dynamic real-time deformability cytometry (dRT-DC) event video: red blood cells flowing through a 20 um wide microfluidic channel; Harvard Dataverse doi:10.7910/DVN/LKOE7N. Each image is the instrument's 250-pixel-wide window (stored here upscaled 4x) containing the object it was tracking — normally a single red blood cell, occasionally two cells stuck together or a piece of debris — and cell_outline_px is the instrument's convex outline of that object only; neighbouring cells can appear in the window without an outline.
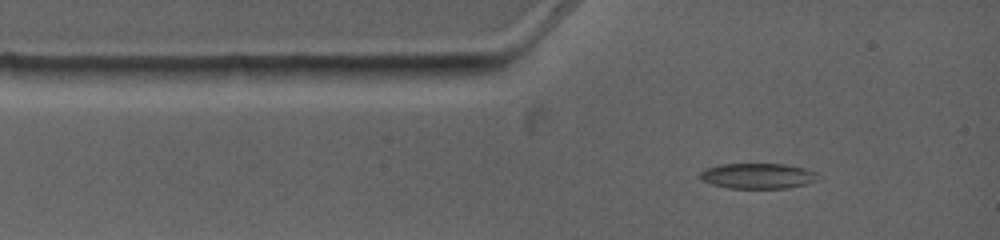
{"species": "common noctule bat (a hibernating species)", "species_latin": "Nyctalus noctula", "temperature_condition": "warm", "stored_images_in_passage": 7, "camera_frame_rate_fps": 4500, "um_per_image_px": 0.085, "animal": {"sex": "female", "body_mass_g": 19.0, "forearm_length_mm": 53.3}, "frame": {"image": 1, "passage_image": 1, "time_ms": 0.0, "image_size_px": [1000, 240], "cell_outline_px": [[824, 176], [820, 180], [808, 184], [788, 188], [728, 188], [712, 184], [700, 180], [700, 172], [704, 168], [720, 164], [784, 164], [804, 168], [816, 172]], "centroid_in_image_um": [64.47, 14.95], "position_along_channel_um": 20.5, "area_um2": 17.86}}
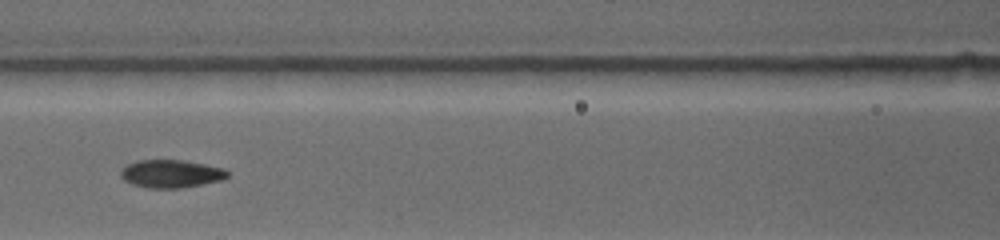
{"frame": {"image": 2, "passage_image": 5, "time_ms": 3.778, "image_size_px": [1000, 240], "cell_outline_px": [[228, 176], [220, 180], [180, 188], [148, 188], [132, 184], [124, 180], [120, 176], [120, 172], [128, 164], [136, 160], [184, 160], [224, 168], [228, 172]], "centroid_in_image_um": [14.51, 14.76], "position_along_channel_um": 152.1, "area_um2": 17.22}}
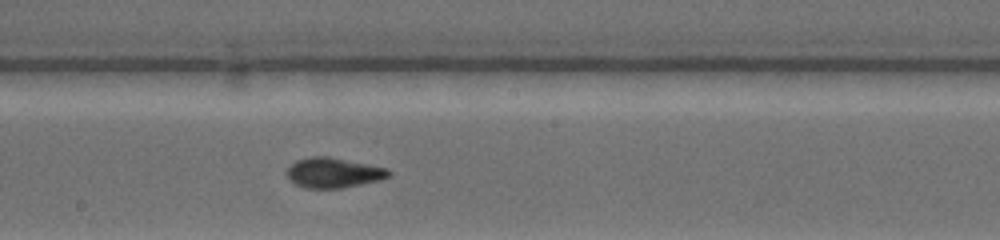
{"frame": {"image": 3, "passage_image": 7, "time_ms": 5.556, "image_size_px": [1000, 240], "cell_outline_px": [[392, 172], [388, 176], [380, 180], [340, 188], [304, 188], [288, 180], [284, 172], [296, 160], [308, 156], [328, 156], [388, 168]], "centroid_in_image_um": [28.29, 14.67], "position_along_channel_um": 219.9, "area_um2": 17.98}}